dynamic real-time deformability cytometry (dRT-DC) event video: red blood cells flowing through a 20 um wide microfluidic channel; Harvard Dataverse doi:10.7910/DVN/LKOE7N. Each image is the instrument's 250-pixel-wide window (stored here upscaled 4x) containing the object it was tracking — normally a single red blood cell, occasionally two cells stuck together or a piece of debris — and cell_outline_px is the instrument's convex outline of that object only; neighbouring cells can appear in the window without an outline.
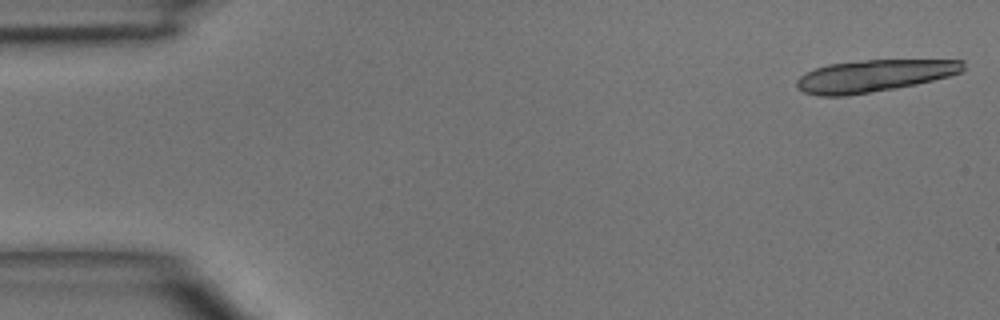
{"species": "common noctule bat (a hibernating species)", "species_latin": "Nyctalus noctula", "temperature_condition": "room temperature", "stored_images_in_passage": 7, "camera_frame_rate_fps": 3000, "um_per_image_px": 0.085, "animal": {"sex": "male", "body_mass_g": 15.6}, "frame": {"image": 1, "passage_image": 1, "time_ms": 0.0, "image_size_px": [1000, 320], "cell_outline_px": [[964, 68], [960, 72], [948, 76], [916, 84], [896, 88], [848, 96], [820, 96], [804, 92], [796, 88], [796, 80], [800, 76], [816, 68], [828, 64], [864, 60], [964, 60]], "centroid_in_image_um": [74.25, 6.45], "position_along_channel_um": 10.7, "area_um2": 30.98}}
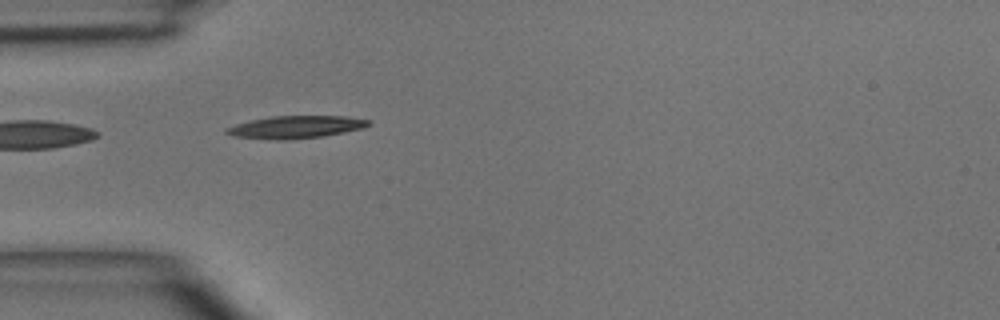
{"frame": {"image": 2, "passage_image": 5, "time_ms": 4.333, "image_size_px": [1000, 320], "cell_outline_px": [[372, 124], [364, 128], [324, 136], [288, 140], [276, 140], [232, 136], [224, 132], [224, 128], [236, 124], [252, 120], [272, 116], [344, 116], [372, 120]], "centroid_in_image_um": [25.16, 10.8], "position_along_channel_um": 59.8, "area_um2": 18.79}}
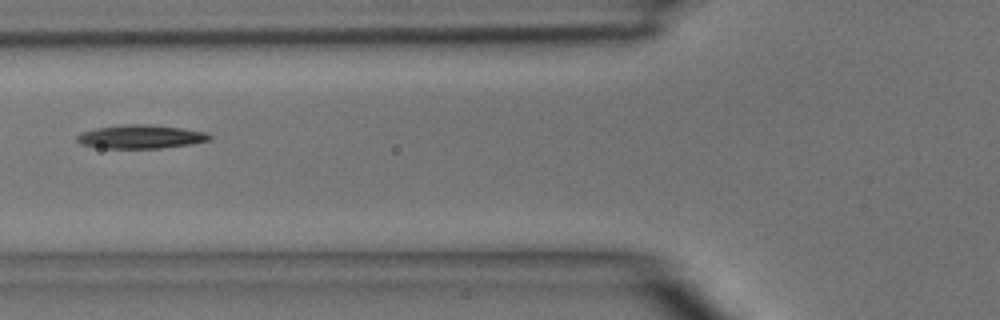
{"frame": {"image": 3, "passage_image": 6, "time_ms": 5.667, "image_size_px": [1000, 320], "cell_outline_px": [[212, 136], [208, 140], [192, 144], [160, 148], [104, 148], [80, 144], [76, 140], [76, 136], [80, 132], [96, 128], [124, 124], [148, 124], [180, 128], [208, 132]], "centroid_in_image_um": [11.94, 11.62], "position_along_channel_um": 113.9, "area_um2": 18.26}}